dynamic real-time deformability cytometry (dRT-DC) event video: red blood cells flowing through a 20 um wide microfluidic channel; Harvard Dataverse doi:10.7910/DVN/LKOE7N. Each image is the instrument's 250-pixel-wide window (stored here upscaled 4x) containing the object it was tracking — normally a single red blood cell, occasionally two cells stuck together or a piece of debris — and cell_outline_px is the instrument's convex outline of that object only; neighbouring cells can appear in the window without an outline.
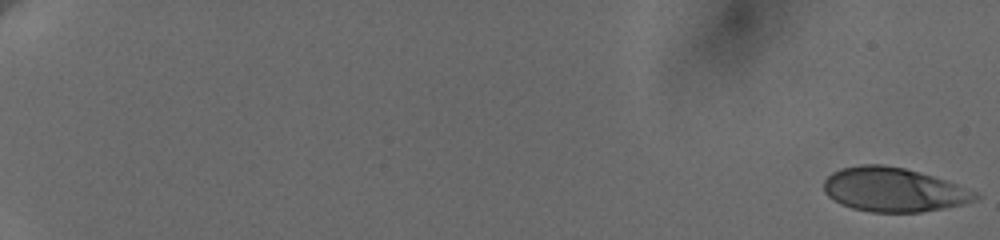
{"species": "human", "species_latin": "Homo sapiens", "temperature_condition": "cold", "stored_images_in_passage": 40, "camera_frame_rate_fps": 3000, "um_per_image_px": 0.085, "donor": {"sex": "female"}, "frame": {"image": 1, "passage_image": 1, "time_ms": 0.0, "image_size_px": [1000, 240], "cell_outline_px": [[980, 196], [976, 200], [964, 204], [944, 208], [920, 212], [872, 212], [852, 208], [840, 204], [828, 196], [824, 192], [824, 180], [832, 172], [840, 168], [860, 164], [884, 164], [904, 168], [920, 172], [956, 184], [976, 192]], "centroid_in_image_um": [75.93, 16.12], "position_along_channel_um": 9.1, "area_um2": 38.96}}
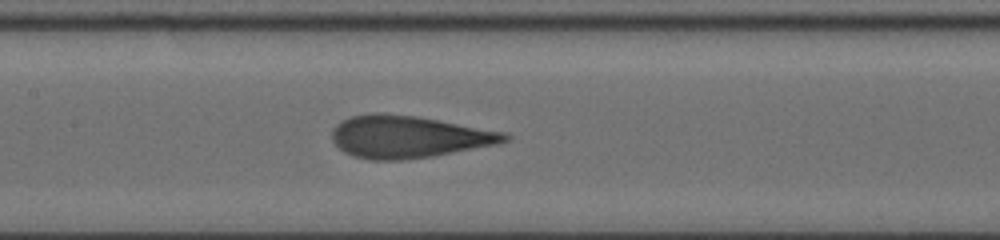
{"frame": {"image": 2, "passage_image": 24, "time_ms": 10.667, "image_size_px": [1000, 240], "cell_outline_px": [[512, 136], [508, 140], [496, 144], [432, 156], [400, 160], [372, 160], [352, 156], [344, 152], [332, 140], [332, 132], [336, 124], [352, 116], [376, 112], [416, 116], [504, 132]], "centroid_in_image_um": [34.69, 11.63], "position_along_channel_um": 172.7, "area_um2": 42.08}}
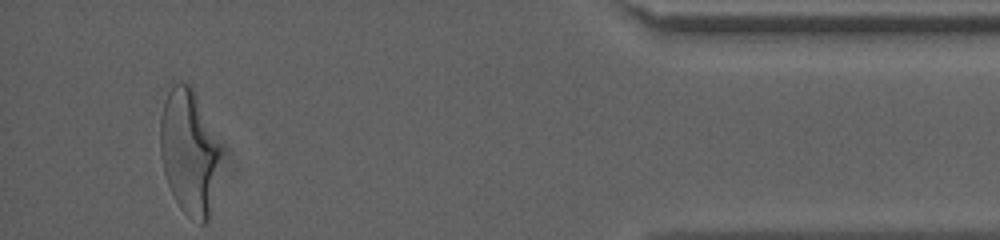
{"frame": {"image": 3, "passage_image": 40, "time_ms": 18.667, "image_size_px": [1000, 240], "cell_outline_px": [[220, 152], [208, 220], [204, 224], [200, 224], [188, 216], [180, 208], [168, 184], [164, 172], [160, 156], [160, 120], [164, 104], [168, 92], [176, 84], [188, 84], [192, 88], [196, 96], [220, 148]], "centroid_in_image_um": [16.03, 12.96], "position_along_channel_um": 419.2, "area_um2": 42.48}, "authors_computed_cell_mechanics": {"area_um2": 40.8357, "velocity_mm_per_s": 3.661, "shape_relaxation_time_tau1_ms": 7.4312, "shape_relaxation_time_tau2_ms": 0.6818, "deformation_change_tau1": 0.2335, "deformation_change_tau2": 0.0655}}